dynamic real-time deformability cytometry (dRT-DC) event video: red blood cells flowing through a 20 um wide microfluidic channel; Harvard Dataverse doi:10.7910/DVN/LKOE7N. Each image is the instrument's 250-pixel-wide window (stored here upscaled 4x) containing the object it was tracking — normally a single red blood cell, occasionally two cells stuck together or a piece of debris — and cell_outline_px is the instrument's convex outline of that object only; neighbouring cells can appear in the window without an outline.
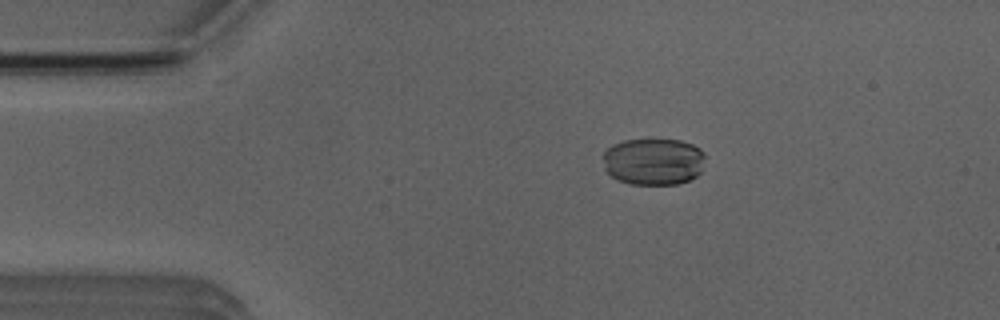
{"species": "Egyptian fruit bat (a non-hibernating species)", "species_latin": "Rousettus aegyptiacus", "temperature_condition": "room temperature", "stored_images_in_passage": 3, "camera_frame_rate_fps": 3000, "um_per_image_px": 0.085, "animal": {"sex": "male"}, "frame": {"image": 1, "passage_image": 2, "time_ms": 1.333, "image_size_px": [1000, 320], "cell_outline_px": [[704, 156], [700, 172], [696, 176], [688, 180], [676, 184], [632, 184], [620, 180], [612, 176], [604, 168], [604, 152], [612, 144], [624, 140], [680, 140], [692, 144], [700, 148], [704, 152]], "centroid_in_image_um": [55.54, 13.72], "position_along_channel_um": 29.5, "area_um2": 27.74}}